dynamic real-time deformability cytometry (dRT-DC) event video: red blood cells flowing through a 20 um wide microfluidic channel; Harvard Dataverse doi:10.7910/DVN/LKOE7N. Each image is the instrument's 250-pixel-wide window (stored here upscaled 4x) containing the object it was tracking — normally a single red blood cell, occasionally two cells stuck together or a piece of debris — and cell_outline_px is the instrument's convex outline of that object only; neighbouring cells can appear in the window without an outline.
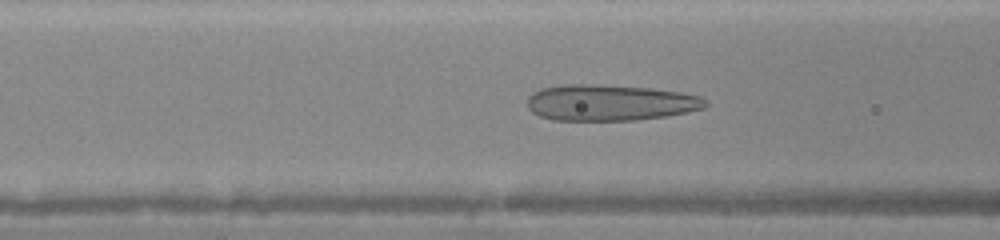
{"species": "human", "species_latin": "Homo sapiens", "temperature_condition": "warm", "stored_images_in_passage": 45, "camera_frame_rate_fps": 3000, "um_per_image_px": 0.085, "donor": {"sex": "female"}, "frame": {"image": 1, "passage_image": 18, "time_ms": 5.667, "image_size_px": [1000, 240], "cell_outline_px": [[708, 104], [704, 108], [688, 112], [668, 116], [636, 120], [552, 120], [540, 116], [532, 112], [528, 108], [528, 96], [532, 92], [540, 88], [568, 84], [596, 84], [648, 88], [680, 92], [700, 96], [708, 100]], "centroid_in_image_um": [51.85, 8.73], "position_along_channel_um": 114.7, "area_um2": 37.69}}
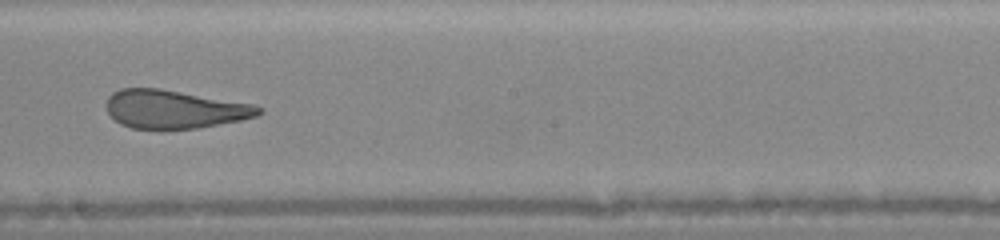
{"frame": {"image": 2, "passage_image": 26, "time_ms": 8.333, "image_size_px": [1000, 240], "cell_outline_px": [[264, 112], [256, 116], [240, 120], [200, 128], [132, 128], [120, 124], [108, 112], [108, 96], [112, 92], [120, 88], [160, 88], [252, 104], [264, 108]], "centroid_in_image_um": [14.84, 9.27], "position_along_channel_um": 233.4, "area_um2": 33.76}}
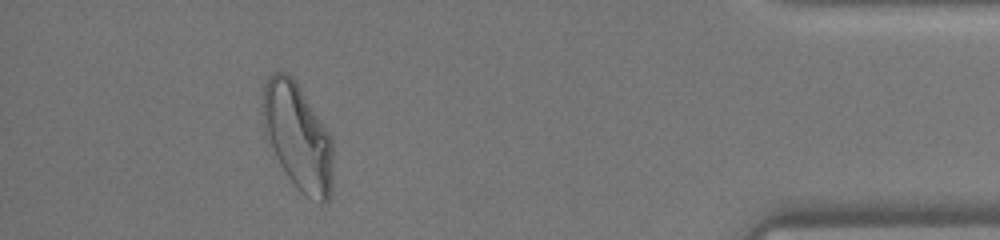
{"frame": {"image": 3, "passage_image": 41, "time_ms": 13.333, "image_size_px": [1000, 240], "cell_outline_px": [[332, 196], [324, 204], [320, 204], [304, 196], [296, 188], [280, 164], [264, 136], [260, 112], [264, 88], [268, 76], [272, 72], [284, 72], [292, 76], [296, 80], [332, 136]], "centroid_in_image_um": [25.3, 11.63], "position_along_channel_um": 409.9, "area_um2": 44.68}}